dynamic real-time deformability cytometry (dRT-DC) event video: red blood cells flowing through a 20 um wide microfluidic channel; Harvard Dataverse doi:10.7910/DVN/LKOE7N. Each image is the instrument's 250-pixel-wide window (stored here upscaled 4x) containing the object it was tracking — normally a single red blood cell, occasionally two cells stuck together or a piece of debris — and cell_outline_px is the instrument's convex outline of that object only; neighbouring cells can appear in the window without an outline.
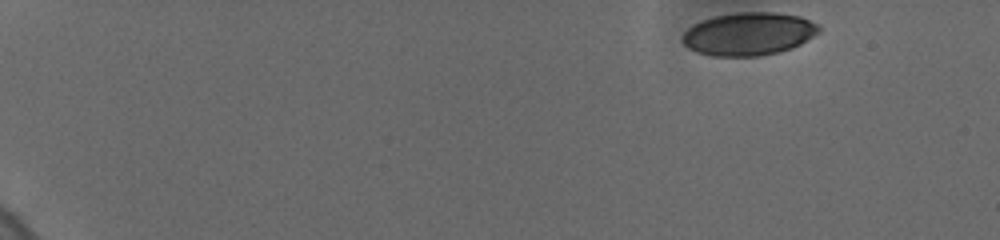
{"species": "human", "species_latin": "Homo sapiens", "temperature_condition": "cold", "stored_images_in_passage": 38, "camera_frame_rate_fps": 3000, "um_per_image_px": 0.085, "donor": {"sex": "female"}, "frame": {"image": 1, "passage_image": 1, "time_ms": 0.0, "image_size_px": [1000, 240], "cell_outline_px": [[820, 32], [800, 44], [792, 48], [780, 52], [760, 56], [712, 56], [696, 52], [688, 48], [680, 40], [680, 36], [692, 24], [716, 16], [736, 12], [776, 12], [800, 16], [816, 24], [820, 28]], "centroid_in_image_um": [63.61, 2.89], "position_along_channel_um": 21.4, "area_um2": 34.33}}
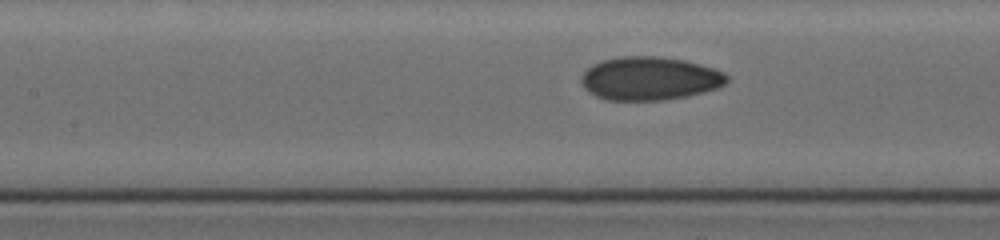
{"frame": {"image": 2, "passage_image": 22, "time_ms": 7.667, "image_size_px": [1000, 240], "cell_outline_px": [[728, 80], [724, 84], [716, 88], [688, 96], [660, 100], [608, 100], [596, 96], [588, 92], [584, 88], [580, 80], [580, 76], [592, 64], [604, 60], [620, 56], [660, 56], [684, 60], [700, 64], [724, 72], [728, 76]], "centroid_in_image_um": [55.2, 6.66], "position_along_channel_um": 152.2, "area_um2": 36.82}}
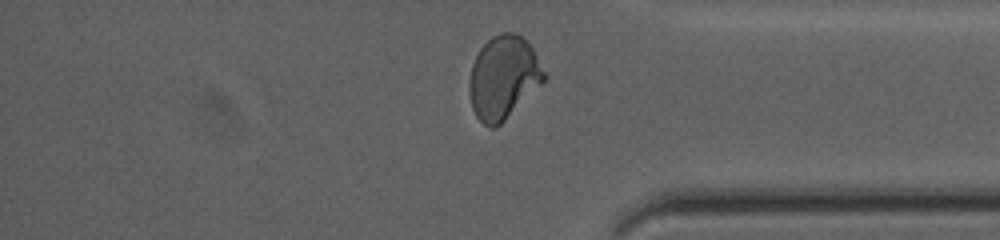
{"frame": {"image": 3, "passage_image": 37, "time_ms": 14.333, "image_size_px": [1000, 240], "cell_outline_px": [[548, 76], [496, 128], [492, 128], [484, 124], [476, 116], [472, 108], [468, 88], [468, 84], [472, 64], [480, 48], [492, 36], [500, 32], [512, 32], [520, 36], [532, 48]], "centroid_in_image_um": [42.76, 6.57], "position_along_channel_um": 392.4, "area_um2": 35.78}, "authors_computed_cell_mechanics": {"area_um2": 35.4603, "velocity_mm_per_s": 3.6982, "shape_relaxation_time_tau1_ms": null, "shape_relaxation_time_tau2_ms": 1.2549, "deformation_change_tau1": null, "deformation_change_tau2": 0.0579}}